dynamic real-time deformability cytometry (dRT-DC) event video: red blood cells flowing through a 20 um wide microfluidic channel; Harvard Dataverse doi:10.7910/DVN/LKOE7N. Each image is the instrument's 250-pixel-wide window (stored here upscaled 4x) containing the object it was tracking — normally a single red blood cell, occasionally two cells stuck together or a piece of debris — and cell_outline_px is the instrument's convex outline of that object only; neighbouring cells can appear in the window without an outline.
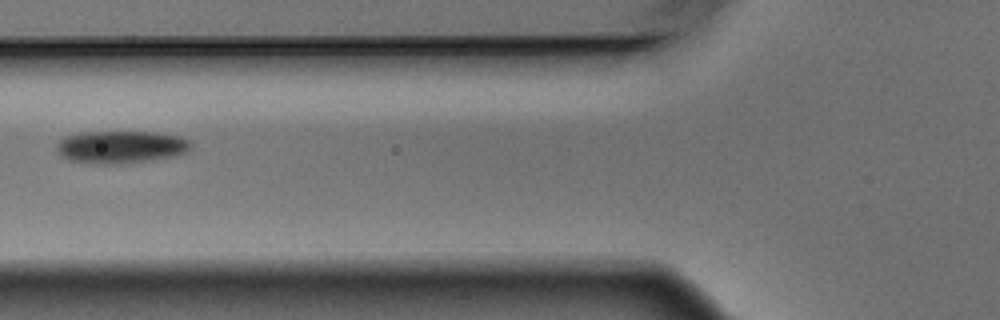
{"species": "Egyptian fruit bat (a non-hibernating species)", "species_latin": "Rousettus aegyptiacus", "temperature_condition": "warm", "stored_images_in_passage": 7, "camera_frame_rate_fps": 3000, "um_per_image_px": 0.085, "animal": {"sex": "male"}, "frame": {"image": 1, "passage_image": 3, "time_ms": 0.667, "image_size_px": [1000, 320], "cell_outline_px": [[192, 144], [188, 152], [172, 156], [144, 160], [108, 164], [100, 164], [68, 160], [60, 156], [56, 148], [56, 144], [64, 136], [80, 132], [156, 132], [180, 136], [188, 140]], "centroid_in_image_um": [10.23, 12.47], "position_along_channel_um": 115.6, "area_um2": 25.26}}
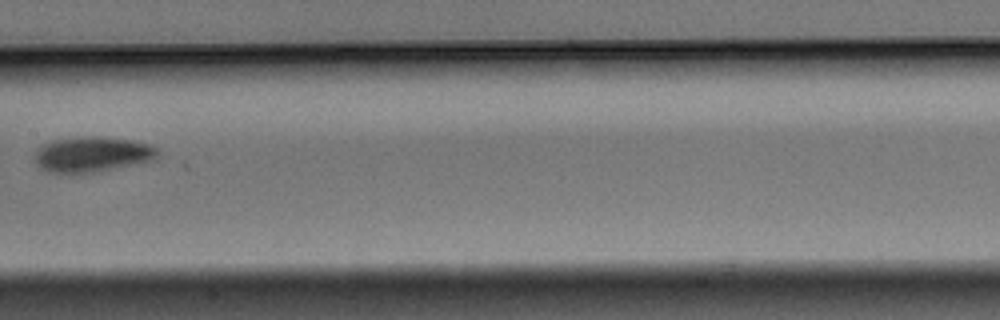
{"frame": {"image": 2, "passage_image": 5, "time_ms": 1.333, "image_size_px": [1000, 320], "cell_outline_px": [[160, 148], [156, 160], [80, 176], [48, 172], [40, 168], [36, 164], [36, 152], [44, 144], [52, 140], [76, 136], [104, 136], [132, 140], [148, 144]], "centroid_in_image_um": [7.86, 13.15], "position_along_channel_um": 199.5, "area_um2": 26.36}}
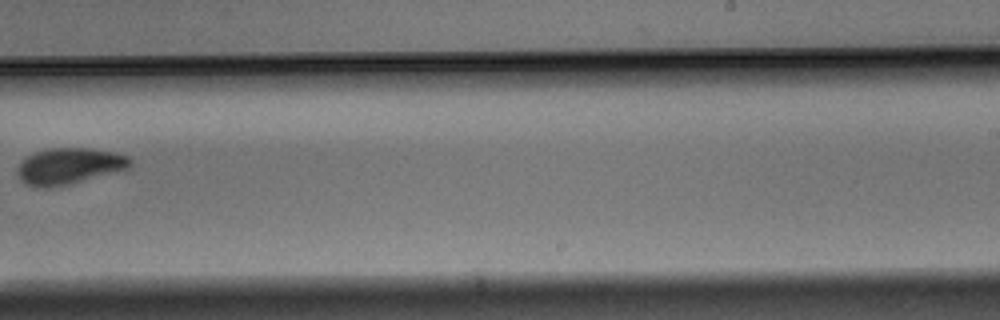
{"frame": {"image": 3, "passage_image": 7, "time_ms": 2.0, "image_size_px": [1000, 320], "cell_outline_px": [[132, 164], [128, 168], [68, 184], [48, 188], [44, 188], [28, 184], [20, 180], [16, 172], [16, 168], [28, 156], [36, 152], [48, 148], [88, 148], [116, 152], [128, 156], [132, 160]], "centroid_in_image_um": [5.87, 14.1], "position_along_channel_um": 283.1, "area_um2": 23.52}}